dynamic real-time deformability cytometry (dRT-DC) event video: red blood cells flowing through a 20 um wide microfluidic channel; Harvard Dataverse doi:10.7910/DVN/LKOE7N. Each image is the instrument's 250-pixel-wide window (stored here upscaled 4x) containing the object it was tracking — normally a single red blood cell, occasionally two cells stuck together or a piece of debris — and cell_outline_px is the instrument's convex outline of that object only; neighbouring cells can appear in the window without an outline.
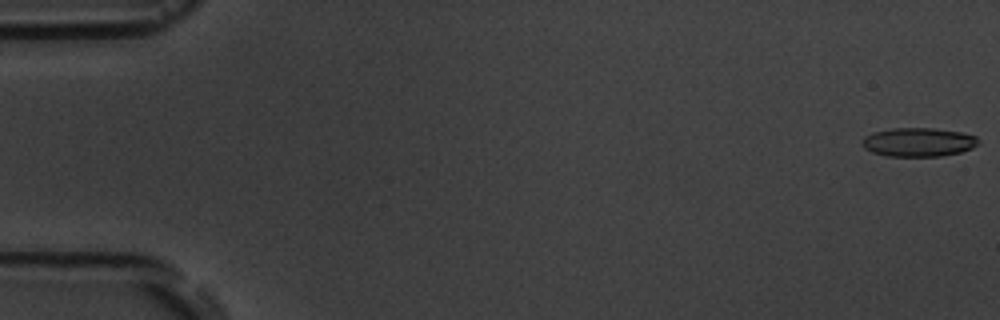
{"species": "common noctule bat (a hibernating species)", "species_latin": "Nyctalus noctula", "temperature_condition": "room temperature", "stored_images_in_passage": 4, "camera_frame_rate_fps": 3000, "um_per_image_px": 0.085, "animal": {"sex": "male", "body_mass_g": 19.5, "forearm_length_mm": 54.6}, "frame": {"image": 1, "passage_image": 1, "time_ms": 0.0, "image_size_px": [1000, 320], "cell_outline_px": [[980, 140], [972, 148], [960, 152], [940, 156], [884, 156], [872, 152], [864, 148], [860, 144], [864, 136], [872, 132], [892, 128], [932, 128], [960, 132], [976, 136]], "centroid_in_image_um": [78.01, 12.08], "position_along_channel_um": 7.0, "area_um2": 19.59}}